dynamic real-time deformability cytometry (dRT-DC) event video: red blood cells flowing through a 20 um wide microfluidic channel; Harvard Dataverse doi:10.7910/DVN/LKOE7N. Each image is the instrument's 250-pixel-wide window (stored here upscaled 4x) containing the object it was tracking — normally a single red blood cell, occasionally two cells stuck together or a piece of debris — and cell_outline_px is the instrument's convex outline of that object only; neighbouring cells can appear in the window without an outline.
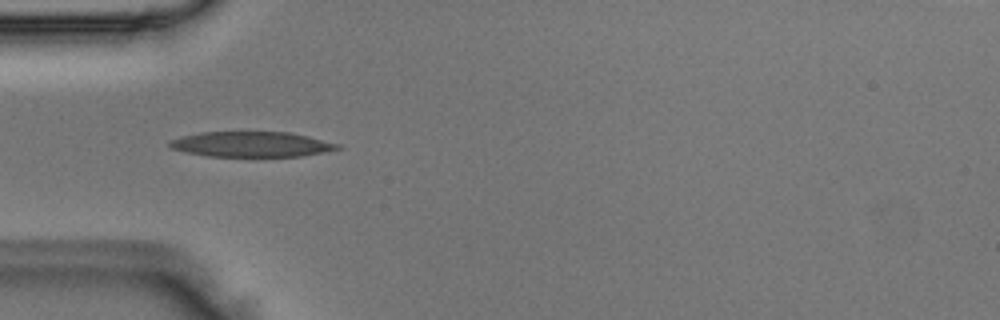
{"species": "Egyptian fruit bat (a non-hibernating species)", "species_latin": "Rousettus aegyptiacus", "temperature_condition": "room temperature", "stored_images_in_passage": 4, "camera_frame_rate_fps": 3000, "um_per_image_px": 0.085, "animal": {"sex": "male"}, "frame": {"image": 1, "passage_image": 4, "time_ms": 1.0, "image_size_px": [1000, 320], "cell_outline_px": [[340, 148], [304, 156], [208, 156], [184, 152], [172, 148], [168, 144], [168, 140], [180, 136], [200, 132], [288, 132], [308, 136], [340, 144]], "centroid_in_image_um": [21.32, 12.26], "position_along_channel_um": 63.7, "area_um2": 24.68}}